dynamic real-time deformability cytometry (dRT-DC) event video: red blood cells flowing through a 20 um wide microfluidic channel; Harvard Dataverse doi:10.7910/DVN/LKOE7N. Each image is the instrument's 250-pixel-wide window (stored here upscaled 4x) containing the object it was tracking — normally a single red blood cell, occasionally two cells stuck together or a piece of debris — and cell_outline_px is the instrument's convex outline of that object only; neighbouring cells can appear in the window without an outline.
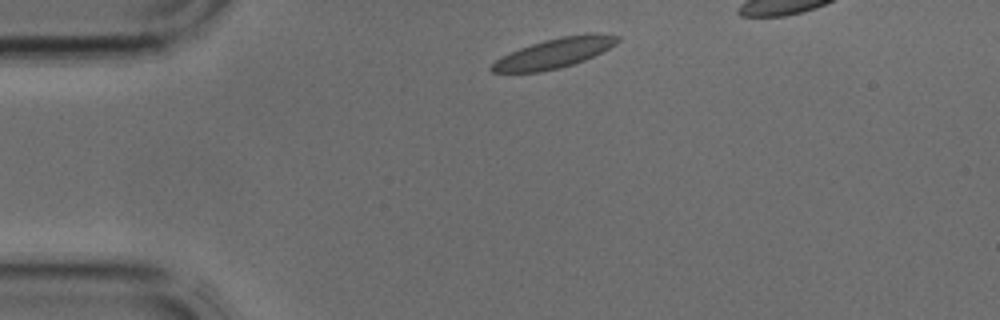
{"species": "common noctule bat (a hibernating species)", "species_latin": "Nyctalus noctula", "temperature_condition": "cold", "stored_images_in_passage": 3, "camera_frame_rate_fps": 3000, "um_per_image_px": 0.085, "animal": {"sex": "male", "body_mass_g": 17.9, "forearm_length_mm": 54.2}, "frame": {"image": 1, "passage_image": 1, "time_ms": 0.0, "image_size_px": [1000, 320], "cell_outline_px": [[620, 40], [616, 44], [584, 60], [560, 68], [540, 72], [492, 72], [488, 68], [500, 56], [520, 48], [544, 40], [560, 36], [620, 36]], "centroid_in_image_um": [46.98, 4.57], "position_along_channel_um": 38.0, "area_um2": 20.92}}